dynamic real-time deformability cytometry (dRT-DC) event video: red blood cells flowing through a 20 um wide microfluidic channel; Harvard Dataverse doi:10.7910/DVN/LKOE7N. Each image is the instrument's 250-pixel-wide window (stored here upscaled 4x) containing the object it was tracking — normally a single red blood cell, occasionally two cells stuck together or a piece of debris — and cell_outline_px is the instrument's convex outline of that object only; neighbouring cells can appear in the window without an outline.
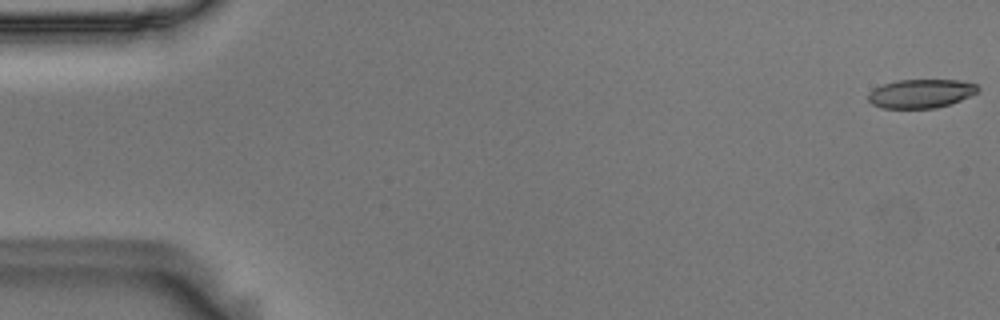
{"species": "Egyptian fruit bat (a non-hibernating species)", "species_latin": "Rousettus aegyptiacus", "temperature_condition": "room temperature", "stored_images_in_passage": 55, "camera_frame_rate_fps": 3000, "um_per_image_px": 0.085, "animal": {"sex": "male"}, "frame": {"image": 1, "passage_image": 1, "time_ms": 0.0, "image_size_px": [1000, 320], "cell_outline_px": [[980, 92], [960, 100], [936, 108], [880, 108], [872, 104], [868, 100], [868, 92], [884, 84], [896, 80], [960, 80], [976, 84], [980, 88]], "centroid_in_image_um": [78.29, 7.95], "position_along_channel_um": 6.7, "area_um2": 18.44}}
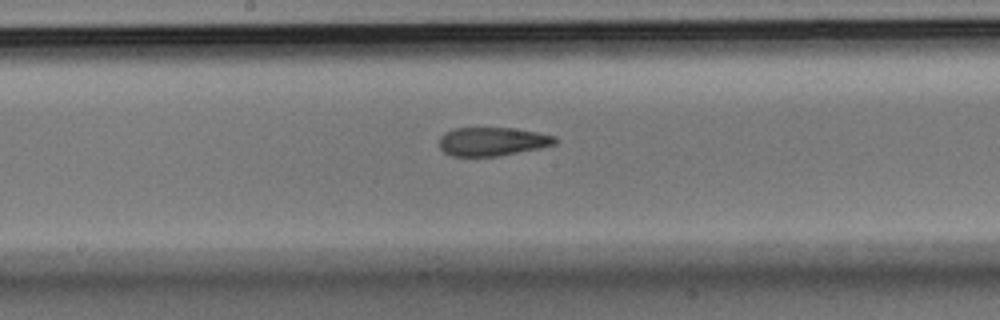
{"frame": {"image": 2, "passage_image": 29, "time_ms": 9.333, "image_size_px": [1000, 320], "cell_outline_px": [[556, 144], [540, 148], [496, 156], [452, 156], [444, 152], [440, 148], [440, 136], [444, 132], [452, 128], [512, 128], [536, 132], [556, 136]], "centroid_in_image_um": [41.82, 12.02], "position_along_channel_um": 206.4, "area_um2": 19.25}}
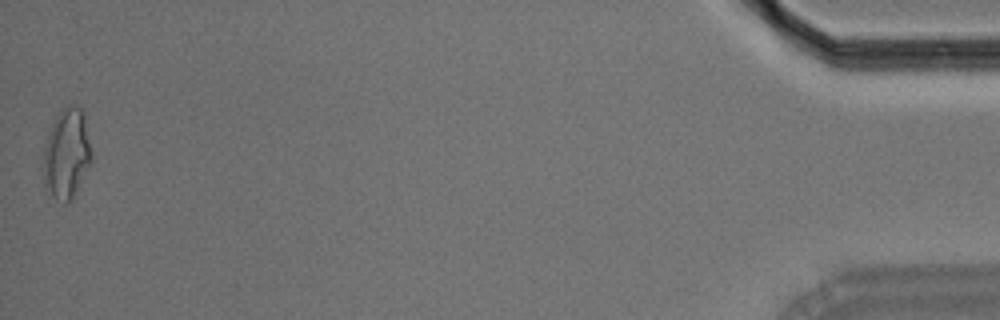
{"frame": {"image": 3, "passage_image": 55, "time_ms": 18.0, "image_size_px": [1000, 320], "cell_outline_px": [[92, 164], [68, 204], [64, 204], [56, 200], [52, 196], [44, 184], [44, 148], [48, 132], [56, 116], [68, 104], [76, 104], [84, 112], [92, 156]], "centroid_in_image_um": [5.68, 13.07], "position_along_channel_um": 429.5, "area_um2": 25.43}, "authors_computed_cell_mechanics": {"area_um2": 20.2878, "velocity_mm_per_s": 3.6641, "shape_relaxation_time_tau1_ms": 9.3328, "shape_relaxation_time_tau2_ms": 2.5528, "deformation_change_tau1": 0.2235, "deformation_change_tau2": 0.1119}}